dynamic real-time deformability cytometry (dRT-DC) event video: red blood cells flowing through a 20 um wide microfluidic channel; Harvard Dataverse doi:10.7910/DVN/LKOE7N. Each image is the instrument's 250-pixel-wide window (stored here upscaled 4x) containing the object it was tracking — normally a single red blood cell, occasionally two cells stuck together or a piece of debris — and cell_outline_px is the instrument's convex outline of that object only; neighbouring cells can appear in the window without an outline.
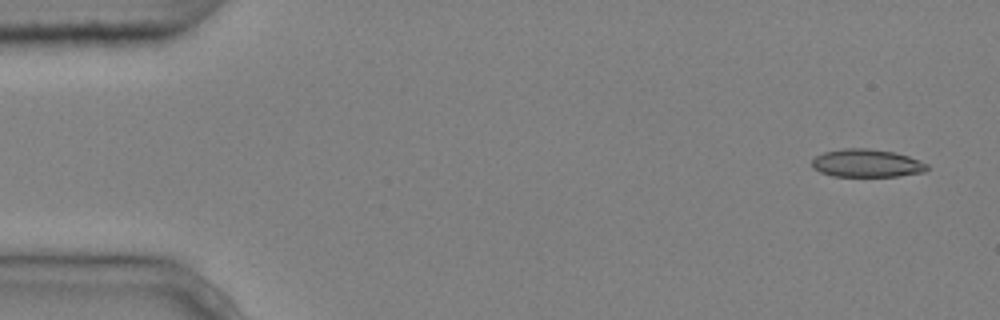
{"species": "common noctule bat (a hibernating species)", "species_latin": "Nyctalus noctula", "temperature_condition": "cold", "stored_images_in_passage": 7, "camera_frame_rate_fps": 3000, "um_per_image_px": 0.085, "animal": {"sex": "male", "body_mass_g": 20.4}, "frame": {"image": 1, "passage_image": 1, "time_ms": 0.0, "image_size_px": [1000, 320], "cell_outline_px": [[928, 168], [924, 172], [896, 176], [832, 176], [820, 172], [812, 168], [812, 160], [816, 156], [824, 152], [844, 148], [868, 148], [892, 152], [908, 156], [928, 164]], "centroid_in_image_um": [73.64, 13.87], "position_along_channel_um": 11.4, "area_um2": 18.67}}
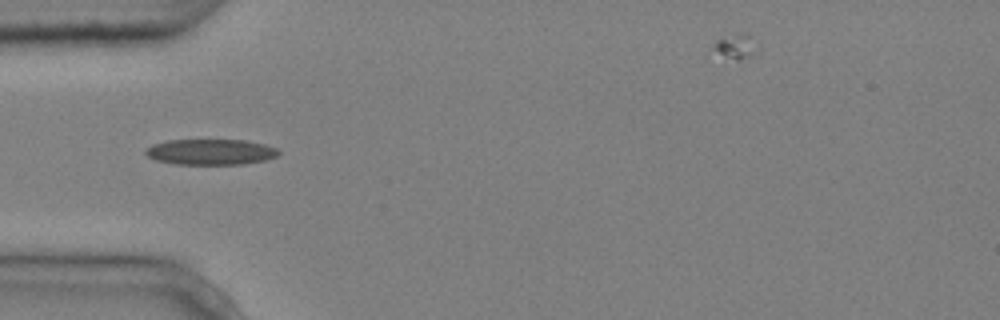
{"frame": {"image": 2, "passage_image": 5, "time_ms": 1.333, "image_size_px": [1000, 320], "cell_outline_px": [[280, 152], [276, 156], [264, 160], [244, 164], [176, 164], [156, 160], [148, 156], [144, 152], [144, 148], [152, 144], [168, 140], [244, 140], [264, 144], [276, 148]], "centroid_in_image_um": [17.87, 12.91], "position_along_channel_um": 67.1, "area_um2": 19.88}}